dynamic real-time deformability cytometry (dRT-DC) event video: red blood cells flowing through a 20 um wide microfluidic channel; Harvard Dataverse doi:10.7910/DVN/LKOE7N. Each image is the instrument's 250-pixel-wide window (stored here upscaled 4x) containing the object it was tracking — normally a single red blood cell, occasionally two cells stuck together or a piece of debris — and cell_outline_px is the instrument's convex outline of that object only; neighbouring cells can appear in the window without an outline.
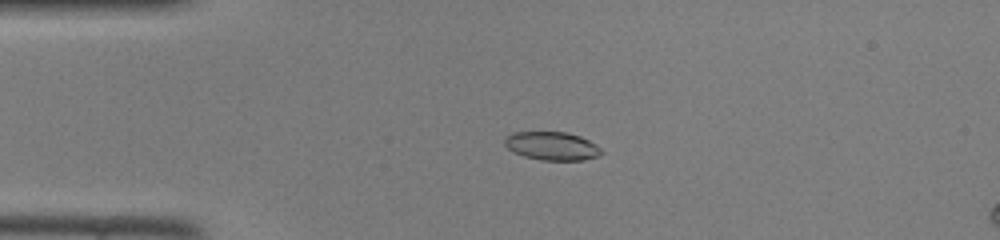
{"species": "common noctule bat (a hibernating species)", "species_latin": "Nyctalus noctula", "temperature_condition": "room temperature", "stored_images_in_passage": 14, "camera_frame_rate_fps": 3000, "um_per_image_px": 0.085, "animal": {"sex": "female", "body_mass_g": 22.0, "forearm_length_mm": 56.7}, "frame": {"image": 1, "passage_image": 10, "time_ms": 3.0, "image_size_px": [1000, 240], "cell_outline_px": [[604, 152], [600, 156], [584, 160], [540, 160], [524, 156], [512, 152], [504, 144], [504, 136], [512, 132], [568, 132], [580, 136], [596, 144]], "centroid_in_image_um": [46.91, 12.41], "position_along_channel_um": 38.1, "area_um2": 16.24}}